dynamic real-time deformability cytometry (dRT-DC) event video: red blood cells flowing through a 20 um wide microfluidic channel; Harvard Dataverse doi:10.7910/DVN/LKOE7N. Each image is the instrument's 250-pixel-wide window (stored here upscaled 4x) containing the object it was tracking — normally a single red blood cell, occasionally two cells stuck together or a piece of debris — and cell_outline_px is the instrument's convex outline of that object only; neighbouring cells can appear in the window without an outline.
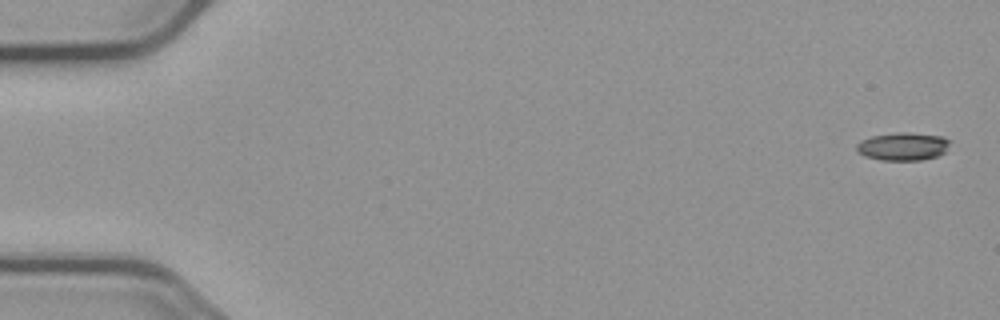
{"species": "common noctule bat (a hibernating species)", "species_latin": "Nyctalus noctula", "temperature_condition": "cold", "stored_images_in_passage": 5, "camera_frame_rate_fps": 3000, "um_per_image_px": 0.085, "animal": {"sex": "male", "body_mass_g": 23.1, "forearm_length_mm": 52.7}, "frame": {"image": 1, "passage_image": 1, "time_ms": 0.0, "image_size_px": [1000, 320], "cell_outline_px": [[948, 144], [944, 152], [936, 156], [920, 160], [880, 160], [864, 156], [856, 148], [856, 144], [860, 140], [872, 136], [896, 132], [912, 132], [944, 136], [948, 140]], "centroid_in_image_um": [76.72, 12.43], "position_along_channel_um": 8.3, "area_um2": 15.2}}
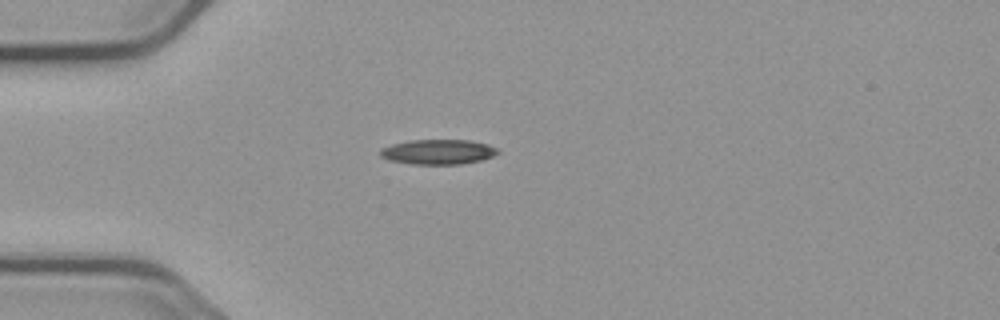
{"frame": {"image": 2, "passage_image": 5, "time_ms": 4.667, "image_size_px": [1000, 320], "cell_outline_px": [[500, 152], [492, 156], [480, 160], [460, 164], [412, 164], [388, 160], [380, 156], [380, 148], [392, 144], [408, 140], [468, 140], [488, 144], [496, 148]], "centroid_in_image_um": [37.2, 12.9], "position_along_channel_um": 47.8, "area_um2": 17.05}}